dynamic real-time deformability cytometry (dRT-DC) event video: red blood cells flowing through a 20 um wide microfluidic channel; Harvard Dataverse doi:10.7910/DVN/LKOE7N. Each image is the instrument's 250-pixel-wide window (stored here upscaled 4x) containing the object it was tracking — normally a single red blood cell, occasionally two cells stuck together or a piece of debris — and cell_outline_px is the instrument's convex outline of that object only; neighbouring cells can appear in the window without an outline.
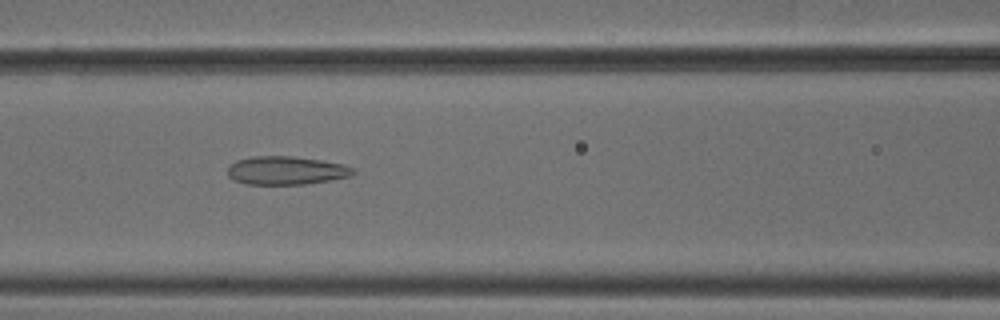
{"species": "common noctule bat (a hibernating species)", "species_latin": "Nyctalus noctula", "temperature_condition": "cold", "stored_images_in_passage": 50, "camera_frame_rate_fps": 3000, "um_per_image_px": 0.085, "animal": {"sex": "male", "body_mass_g": 18.8}, "frame": {"image": 1, "passage_image": 23, "time_ms": 7.333, "image_size_px": [1000, 320], "cell_outline_px": [[356, 172], [352, 176], [304, 184], [248, 184], [236, 180], [228, 176], [228, 164], [236, 160], [252, 156], [292, 156], [320, 160], [344, 164], [352, 168]], "centroid_in_image_um": [24.31, 14.48], "position_along_channel_um": 142.3, "area_um2": 20.69}}
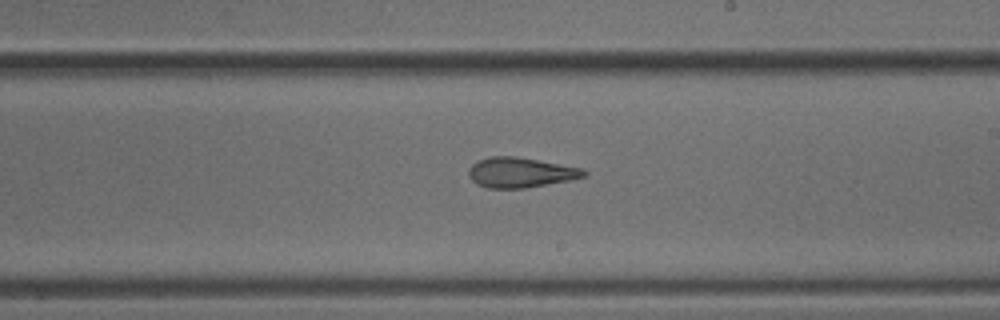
{"frame": {"image": 2, "passage_image": 31, "time_ms": 10.0, "image_size_px": [1000, 320], "cell_outline_px": [[588, 176], [568, 180], [524, 188], [488, 188], [476, 184], [468, 176], [468, 168], [476, 160], [488, 156], [516, 156], [584, 168], [588, 172]], "centroid_in_image_um": [44.22, 14.65], "position_along_channel_um": 244.8, "area_um2": 20.4}}
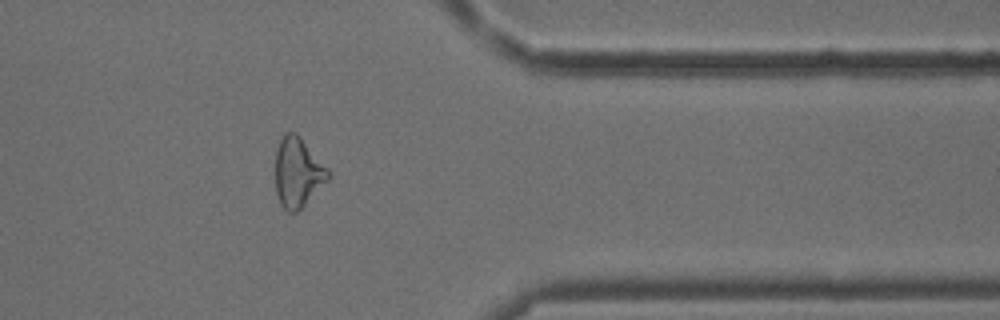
{"frame": {"image": 3, "passage_image": 43, "time_ms": 14.0, "image_size_px": [1000, 320], "cell_outline_px": [[332, 172], [328, 180], [296, 212], [288, 212], [284, 208], [276, 192], [276, 152], [280, 140], [284, 132], [296, 132], [300, 136]], "centroid_in_image_um": [25.33, 14.61], "position_along_channel_um": 386.1, "area_um2": 21.21}}